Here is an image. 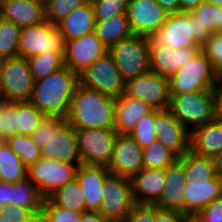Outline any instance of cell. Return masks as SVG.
<instances>
[{"instance_id":"cell-1","label":"cell","mask_w":222,"mask_h":222,"mask_svg":"<svg viewBox=\"0 0 222 222\" xmlns=\"http://www.w3.org/2000/svg\"><path fill=\"white\" fill-rule=\"evenodd\" d=\"M183 167L186 177L184 215H197L222 195V181L216 176L210 157L188 151L183 155Z\"/></svg>"},{"instance_id":"cell-2","label":"cell","mask_w":222,"mask_h":222,"mask_svg":"<svg viewBox=\"0 0 222 222\" xmlns=\"http://www.w3.org/2000/svg\"><path fill=\"white\" fill-rule=\"evenodd\" d=\"M115 98L78 84L65 121L75 128L114 129Z\"/></svg>"},{"instance_id":"cell-3","label":"cell","mask_w":222,"mask_h":222,"mask_svg":"<svg viewBox=\"0 0 222 222\" xmlns=\"http://www.w3.org/2000/svg\"><path fill=\"white\" fill-rule=\"evenodd\" d=\"M79 75L64 66L47 77L34 80L30 102L48 116L66 118Z\"/></svg>"},{"instance_id":"cell-4","label":"cell","mask_w":222,"mask_h":222,"mask_svg":"<svg viewBox=\"0 0 222 222\" xmlns=\"http://www.w3.org/2000/svg\"><path fill=\"white\" fill-rule=\"evenodd\" d=\"M170 96L168 110L188 130L216 119L212 91H190Z\"/></svg>"},{"instance_id":"cell-5","label":"cell","mask_w":222,"mask_h":222,"mask_svg":"<svg viewBox=\"0 0 222 222\" xmlns=\"http://www.w3.org/2000/svg\"><path fill=\"white\" fill-rule=\"evenodd\" d=\"M125 82L145 75L150 69L149 38L132 35L108 49Z\"/></svg>"},{"instance_id":"cell-6","label":"cell","mask_w":222,"mask_h":222,"mask_svg":"<svg viewBox=\"0 0 222 222\" xmlns=\"http://www.w3.org/2000/svg\"><path fill=\"white\" fill-rule=\"evenodd\" d=\"M217 78L212 63L200 50L169 78L170 95L190 91H212Z\"/></svg>"},{"instance_id":"cell-7","label":"cell","mask_w":222,"mask_h":222,"mask_svg":"<svg viewBox=\"0 0 222 222\" xmlns=\"http://www.w3.org/2000/svg\"><path fill=\"white\" fill-rule=\"evenodd\" d=\"M49 52L65 53V40L55 24L43 23L22 27L18 43V57L27 59Z\"/></svg>"},{"instance_id":"cell-8","label":"cell","mask_w":222,"mask_h":222,"mask_svg":"<svg viewBox=\"0 0 222 222\" xmlns=\"http://www.w3.org/2000/svg\"><path fill=\"white\" fill-rule=\"evenodd\" d=\"M34 79L24 58L4 59L0 69V99L3 101H29Z\"/></svg>"},{"instance_id":"cell-9","label":"cell","mask_w":222,"mask_h":222,"mask_svg":"<svg viewBox=\"0 0 222 222\" xmlns=\"http://www.w3.org/2000/svg\"><path fill=\"white\" fill-rule=\"evenodd\" d=\"M79 84L113 98L119 97L125 89V81L109 52L79 75Z\"/></svg>"},{"instance_id":"cell-10","label":"cell","mask_w":222,"mask_h":222,"mask_svg":"<svg viewBox=\"0 0 222 222\" xmlns=\"http://www.w3.org/2000/svg\"><path fill=\"white\" fill-rule=\"evenodd\" d=\"M117 134L114 129L76 130L81 164L107 167Z\"/></svg>"},{"instance_id":"cell-11","label":"cell","mask_w":222,"mask_h":222,"mask_svg":"<svg viewBox=\"0 0 222 222\" xmlns=\"http://www.w3.org/2000/svg\"><path fill=\"white\" fill-rule=\"evenodd\" d=\"M78 166L59 160L40 158L27 168V178L47 198L56 189L76 178Z\"/></svg>"},{"instance_id":"cell-12","label":"cell","mask_w":222,"mask_h":222,"mask_svg":"<svg viewBox=\"0 0 222 222\" xmlns=\"http://www.w3.org/2000/svg\"><path fill=\"white\" fill-rule=\"evenodd\" d=\"M99 212L111 222H124L135 205L130 179L110 174L103 188Z\"/></svg>"},{"instance_id":"cell-13","label":"cell","mask_w":222,"mask_h":222,"mask_svg":"<svg viewBox=\"0 0 222 222\" xmlns=\"http://www.w3.org/2000/svg\"><path fill=\"white\" fill-rule=\"evenodd\" d=\"M124 94L141 100L153 109L167 110L171 97L169 79L150 71L125 82Z\"/></svg>"},{"instance_id":"cell-14","label":"cell","mask_w":222,"mask_h":222,"mask_svg":"<svg viewBox=\"0 0 222 222\" xmlns=\"http://www.w3.org/2000/svg\"><path fill=\"white\" fill-rule=\"evenodd\" d=\"M193 14L180 12L168 14L162 27L150 38L155 44L173 49L201 48L193 36Z\"/></svg>"},{"instance_id":"cell-15","label":"cell","mask_w":222,"mask_h":222,"mask_svg":"<svg viewBox=\"0 0 222 222\" xmlns=\"http://www.w3.org/2000/svg\"><path fill=\"white\" fill-rule=\"evenodd\" d=\"M126 14L133 34L147 38L162 27L168 16L156 0H129Z\"/></svg>"},{"instance_id":"cell-16","label":"cell","mask_w":222,"mask_h":222,"mask_svg":"<svg viewBox=\"0 0 222 222\" xmlns=\"http://www.w3.org/2000/svg\"><path fill=\"white\" fill-rule=\"evenodd\" d=\"M107 168L113 175L131 179L144 168L143 148L129 134L118 133Z\"/></svg>"},{"instance_id":"cell-17","label":"cell","mask_w":222,"mask_h":222,"mask_svg":"<svg viewBox=\"0 0 222 222\" xmlns=\"http://www.w3.org/2000/svg\"><path fill=\"white\" fill-rule=\"evenodd\" d=\"M107 52L108 49L93 31L80 38L65 42V66L80 75L95 60Z\"/></svg>"},{"instance_id":"cell-18","label":"cell","mask_w":222,"mask_h":222,"mask_svg":"<svg viewBox=\"0 0 222 222\" xmlns=\"http://www.w3.org/2000/svg\"><path fill=\"white\" fill-rule=\"evenodd\" d=\"M41 158L81 165L75 128L65 121L46 140L41 149Z\"/></svg>"},{"instance_id":"cell-19","label":"cell","mask_w":222,"mask_h":222,"mask_svg":"<svg viewBox=\"0 0 222 222\" xmlns=\"http://www.w3.org/2000/svg\"><path fill=\"white\" fill-rule=\"evenodd\" d=\"M150 69L165 78H171L183 65L191 60L201 48L173 49L155 44L149 38Z\"/></svg>"},{"instance_id":"cell-20","label":"cell","mask_w":222,"mask_h":222,"mask_svg":"<svg viewBox=\"0 0 222 222\" xmlns=\"http://www.w3.org/2000/svg\"><path fill=\"white\" fill-rule=\"evenodd\" d=\"M157 141L179 157L190 151V130L183 126L167 109L162 110L154 121Z\"/></svg>"},{"instance_id":"cell-21","label":"cell","mask_w":222,"mask_h":222,"mask_svg":"<svg viewBox=\"0 0 222 222\" xmlns=\"http://www.w3.org/2000/svg\"><path fill=\"white\" fill-rule=\"evenodd\" d=\"M110 171L106 166H78L76 180L84 193L86 211L99 212L103 201V188Z\"/></svg>"},{"instance_id":"cell-22","label":"cell","mask_w":222,"mask_h":222,"mask_svg":"<svg viewBox=\"0 0 222 222\" xmlns=\"http://www.w3.org/2000/svg\"><path fill=\"white\" fill-rule=\"evenodd\" d=\"M185 184L186 177L182 156L165 169L163 192L154 205L161 209L175 210L184 214Z\"/></svg>"},{"instance_id":"cell-23","label":"cell","mask_w":222,"mask_h":222,"mask_svg":"<svg viewBox=\"0 0 222 222\" xmlns=\"http://www.w3.org/2000/svg\"><path fill=\"white\" fill-rule=\"evenodd\" d=\"M130 181L135 204L154 205L163 192L165 169L143 168Z\"/></svg>"},{"instance_id":"cell-24","label":"cell","mask_w":222,"mask_h":222,"mask_svg":"<svg viewBox=\"0 0 222 222\" xmlns=\"http://www.w3.org/2000/svg\"><path fill=\"white\" fill-rule=\"evenodd\" d=\"M154 109L137 98L124 93L115 98L114 130L119 134L129 132Z\"/></svg>"},{"instance_id":"cell-25","label":"cell","mask_w":222,"mask_h":222,"mask_svg":"<svg viewBox=\"0 0 222 222\" xmlns=\"http://www.w3.org/2000/svg\"><path fill=\"white\" fill-rule=\"evenodd\" d=\"M190 151L210 158L222 151V120L215 119L190 130Z\"/></svg>"},{"instance_id":"cell-26","label":"cell","mask_w":222,"mask_h":222,"mask_svg":"<svg viewBox=\"0 0 222 222\" xmlns=\"http://www.w3.org/2000/svg\"><path fill=\"white\" fill-rule=\"evenodd\" d=\"M3 18L19 27L43 23L45 19L44 4L35 0H1Z\"/></svg>"},{"instance_id":"cell-27","label":"cell","mask_w":222,"mask_h":222,"mask_svg":"<svg viewBox=\"0 0 222 222\" xmlns=\"http://www.w3.org/2000/svg\"><path fill=\"white\" fill-rule=\"evenodd\" d=\"M95 23L93 5L88 0L55 25L66 42L93 32L95 30Z\"/></svg>"},{"instance_id":"cell-28","label":"cell","mask_w":222,"mask_h":222,"mask_svg":"<svg viewBox=\"0 0 222 222\" xmlns=\"http://www.w3.org/2000/svg\"><path fill=\"white\" fill-rule=\"evenodd\" d=\"M94 32L107 49L134 35L127 14H120L105 21L96 22Z\"/></svg>"},{"instance_id":"cell-29","label":"cell","mask_w":222,"mask_h":222,"mask_svg":"<svg viewBox=\"0 0 222 222\" xmlns=\"http://www.w3.org/2000/svg\"><path fill=\"white\" fill-rule=\"evenodd\" d=\"M45 197L40 193L37 186L28 178L11 183V205L32 209L37 215L40 214Z\"/></svg>"},{"instance_id":"cell-30","label":"cell","mask_w":222,"mask_h":222,"mask_svg":"<svg viewBox=\"0 0 222 222\" xmlns=\"http://www.w3.org/2000/svg\"><path fill=\"white\" fill-rule=\"evenodd\" d=\"M48 198L57 206L75 212H86L83 189L76 179L56 189Z\"/></svg>"},{"instance_id":"cell-31","label":"cell","mask_w":222,"mask_h":222,"mask_svg":"<svg viewBox=\"0 0 222 222\" xmlns=\"http://www.w3.org/2000/svg\"><path fill=\"white\" fill-rule=\"evenodd\" d=\"M23 161L5 142L0 148V181L16 183L27 178Z\"/></svg>"},{"instance_id":"cell-32","label":"cell","mask_w":222,"mask_h":222,"mask_svg":"<svg viewBox=\"0 0 222 222\" xmlns=\"http://www.w3.org/2000/svg\"><path fill=\"white\" fill-rule=\"evenodd\" d=\"M64 54L49 52L27 58L30 72L34 80L49 76L65 66Z\"/></svg>"},{"instance_id":"cell-33","label":"cell","mask_w":222,"mask_h":222,"mask_svg":"<svg viewBox=\"0 0 222 222\" xmlns=\"http://www.w3.org/2000/svg\"><path fill=\"white\" fill-rule=\"evenodd\" d=\"M16 116L17 135L31 136L45 114L30 101H16Z\"/></svg>"},{"instance_id":"cell-34","label":"cell","mask_w":222,"mask_h":222,"mask_svg":"<svg viewBox=\"0 0 222 222\" xmlns=\"http://www.w3.org/2000/svg\"><path fill=\"white\" fill-rule=\"evenodd\" d=\"M179 159V156L162 142L155 141L143 149L144 168L166 169Z\"/></svg>"},{"instance_id":"cell-35","label":"cell","mask_w":222,"mask_h":222,"mask_svg":"<svg viewBox=\"0 0 222 222\" xmlns=\"http://www.w3.org/2000/svg\"><path fill=\"white\" fill-rule=\"evenodd\" d=\"M6 143L21 158L26 168L41 158V149L29 135H14Z\"/></svg>"},{"instance_id":"cell-36","label":"cell","mask_w":222,"mask_h":222,"mask_svg":"<svg viewBox=\"0 0 222 222\" xmlns=\"http://www.w3.org/2000/svg\"><path fill=\"white\" fill-rule=\"evenodd\" d=\"M21 27L3 20L0 24V56L3 59L18 57V43Z\"/></svg>"},{"instance_id":"cell-37","label":"cell","mask_w":222,"mask_h":222,"mask_svg":"<svg viewBox=\"0 0 222 222\" xmlns=\"http://www.w3.org/2000/svg\"><path fill=\"white\" fill-rule=\"evenodd\" d=\"M162 110L154 109L151 113L144 116L139 123L129 132V135L134 141L143 149L153 142L157 141L156 132L153 129L155 124V117Z\"/></svg>"},{"instance_id":"cell-38","label":"cell","mask_w":222,"mask_h":222,"mask_svg":"<svg viewBox=\"0 0 222 222\" xmlns=\"http://www.w3.org/2000/svg\"><path fill=\"white\" fill-rule=\"evenodd\" d=\"M81 212L69 211L55 205L48 197L44 199L43 208L39 214L40 222H80Z\"/></svg>"},{"instance_id":"cell-39","label":"cell","mask_w":222,"mask_h":222,"mask_svg":"<svg viewBox=\"0 0 222 222\" xmlns=\"http://www.w3.org/2000/svg\"><path fill=\"white\" fill-rule=\"evenodd\" d=\"M87 1L88 0H49L44 4L45 19L52 24H56Z\"/></svg>"},{"instance_id":"cell-40","label":"cell","mask_w":222,"mask_h":222,"mask_svg":"<svg viewBox=\"0 0 222 222\" xmlns=\"http://www.w3.org/2000/svg\"><path fill=\"white\" fill-rule=\"evenodd\" d=\"M95 22H102L120 14H126L129 0H90Z\"/></svg>"},{"instance_id":"cell-41","label":"cell","mask_w":222,"mask_h":222,"mask_svg":"<svg viewBox=\"0 0 222 222\" xmlns=\"http://www.w3.org/2000/svg\"><path fill=\"white\" fill-rule=\"evenodd\" d=\"M201 51L212 63L217 80L222 79V34L213 33Z\"/></svg>"},{"instance_id":"cell-42","label":"cell","mask_w":222,"mask_h":222,"mask_svg":"<svg viewBox=\"0 0 222 222\" xmlns=\"http://www.w3.org/2000/svg\"><path fill=\"white\" fill-rule=\"evenodd\" d=\"M191 13L197 17L198 22L207 27L210 32L218 33V27L220 26V8L205 1L201 3L197 8L193 9Z\"/></svg>"},{"instance_id":"cell-43","label":"cell","mask_w":222,"mask_h":222,"mask_svg":"<svg viewBox=\"0 0 222 222\" xmlns=\"http://www.w3.org/2000/svg\"><path fill=\"white\" fill-rule=\"evenodd\" d=\"M64 122L65 118L63 117L45 115L41 120L39 127L31 135L33 141L40 149H42L45 146L48 137L53 135Z\"/></svg>"},{"instance_id":"cell-44","label":"cell","mask_w":222,"mask_h":222,"mask_svg":"<svg viewBox=\"0 0 222 222\" xmlns=\"http://www.w3.org/2000/svg\"><path fill=\"white\" fill-rule=\"evenodd\" d=\"M0 112L2 116V127H3L2 138L4 140H7L9 137L17 135L16 102L1 100Z\"/></svg>"},{"instance_id":"cell-45","label":"cell","mask_w":222,"mask_h":222,"mask_svg":"<svg viewBox=\"0 0 222 222\" xmlns=\"http://www.w3.org/2000/svg\"><path fill=\"white\" fill-rule=\"evenodd\" d=\"M0 215L12 219L14 222H31L37 214L32 210L16 205H7L0 209Z\"/></svg>"},{"instance_id":"cell-46","label":"cell","mask_w":222,"mask_h":222,"mask_svg":"<svg viewBox=\"0 0 222 222\" xmlns=\"http://www.w3.org/2000/svg\"><path fill=\"white\" fill-rule=\"evenodd\" d=\"M155 205L135 204L124 222H154Z\"/></svg>"},{"instance_id":"cell-47","label":"cell","mask_w":222,"mask_h":222,"mask_svg":"<svg viewBox=\"0 0 222 222\" xmlns=\"http://www.w3.org/2000/svg\"><path fill=\"white\" fill-rule=\"evenodd\" d=\"M202 222H222V195L197 214Z\"/></svg>"},{"instance_id":"cell-48","label":"cell","mask_w":222,"mask_h":222,"mask_svg":"<svg viewBox=\"0 0 222 222\" xmlns=\"http://www.w3.org/2000/svg\"><path fill=\"white\" fill-rule=\"evenodd\" d=\"M184 214L175 210L161 209L155 205L154 222H182Z\"/></svg>"},{"instance_id":"cell-49","label":"cell","mask_w":222,"mask_h":222,"mask_svg":"<svg viewBox=\"0 0 222 222\" xmlns=\"http://www.w3.org/2000/svg\"><path fill=\"white\" fill-rule=\"evenodd\" d=\"M193 36L195 41L202 47L212 36L210 30L207 27L202 26L199 22L197 17L193 15Z\"/></svg>"},{"instance_id":"cell-50","label":"cell","mask_w":222,"mask_h":222,"mask_svg":"<svg viewBox=\"0 0 222 222\" xmlns=\"http://www.w3.org/2000/svg\"><path fill=\"white\" fill-rule=\"evenodd\" d=\"M215 106V117L218 120H222V79L217 80L216 84L212 88Z\"/></svg>"},{"instance_id":"cell-51","label":"cell","mask_w":222,"mask_h":222,"mask_svg":"<svg viewBox=\"0 0 222 222\" xmlns=\"http://www.w3.org/2000/svg\"><path fill=\"white\" fill-rule=\"evenodd\" d=\"M11 205V183L0 181V209Z\"/></svg>"},{"instance_id":"cell-52","label":"cell","mask_w":222,"mask_h":222,"mask_svg":"<svg viewBox=\"0 0 222 222\" xmlns=\"http://www.w3.org/2000/svg\"><path fill=\"white\" fill-rule=\"evenodd\" d=\"M168 13H180V0H156Z\"/></svg>"},{"instance_id":"cell-53","label":"cell","mask_w":222,"mask_h":222,"mask_svg":"<svg viewBox=\"0 0 222 222\" xmlns=\"http://www.w3.org/2000/svg\"><path fill=\"white\" fill-rule=\"evenodd\" d=\"M80 222H111L100 212L86 211L82 213Z\"/></svg>"},{"instance_id":"cell-54","label":"cell","mask_w":222,"mask_h":222,"mask_svg":"<svg viewBox=\"0 0 222 222\" xmlns=\"http://www.w3.org/2000/svg\"><path fill=\"white\" fill-rule=\"evenodd\" d=\"M206 0H180V12H191Z\"/></svg>"},{"instance_id":"cell-55","label":"cell","mask_w":222,"mask_h":222,"mask_svg":"<svg viewBox=\"0 0 222 222\" xmlns=\"http://www.w3.org/2000/svg\"><path fill=\"white\" fill-rule=\"evenodd\" d=\"M215 168V174L218 178L222 179V151L212 157Z\"/></svg>"},{"instance_id":"cell-56","label":"cell","mask_w":222,"mask_h":222,"mask_svg":"<svg viewBox=\"0 0 222 222\" xmlns=\"http://www.w3.org/2000/svg\"><path fill=\"white\" fill-rule=\"evenodd\" d=\"M182 222H202L197 215H185Z\"/></svg>"},{"instance_id":"cell-57","label":"cell","mask_w":222,"mask_h":222,"mask_svg":"<svg viewBox=\"0 0 222 222\" xmlns=\"http://www.w3.org/2000/svg\"><path fill=\"white\" fill-rule=\"evenodd\" d=\"M206 1L219 8H222V0H206Z\"/></svg>"},{"instance_id":"cell-58","label":"cell","mask_w":222,"mask_h":222,"mask_svg":"<svg viewBox=\"0 0 222 222\" xmlns=\"http://www.w3.org/2000/svg\"><path fill=\"white\" fill-rule=\"evenodd\" d=\"M218 33L222 34V8H220V26L218 27Z\"/></svg>"},{"instance_id":"cell-59","label":"cell","mask_w":222,"mask_h":222,"mask_svg":"<svg viewBox=\"0 0 222 222\" xmlns=\"http://www.w3.org/2000/svg\"><path fill=\"white\" fill-rule=\"evenodd\" d=\"M0 222H14V221H12V219H10V218L2 217V216L0 215Z\"/></svg>"},{"instance_id":"cell-60","label":"cell","mask_w":222,"mask_h":222,"mask_svg":"<svg viewBox=\"0 0 222 222\" xmlns=\"http://www.w3.org/2000/svg\"><path fill=\"white\" fill-rule=\"evenodd\" d=\"M2 133H3L2 116H1V112H0V138H2Z\"/></svg>"},{"instance_id":"cell-61","label":"cell","mask_w":222,"mask_h":222,"mask_svg":"<svg viewBox=\"0 0 222 222\" xmlns=\"http://www.w3.org/2000/svg\"><path fill=\"white\" fill-rule=\"evenodd\" d=\"M4 20L3 18V11H2V6H1V3H0V24L1 22Z\"/></svg>"},{"instance_id":"cell-62","label":"cell","mask_w":222,"mask_h":222,"mask_svg":"<svg viewBox=\"0 0 222 222\" xmlns=\"http://www.w3.org/2000/svg\"><path fill=\"white\" fill-rule=\"evenodd\" d=\"M31 222H40L39 215H37Z\"/></svg>"},{"instance_id":"cell-63","label":"cell","mask_w":222,"mask_h":222,"mask_svg":"<svg viewBox=\"0 0 222 222\" xmlns=\"http://www.w3.org/2000/svg\"><path fill=\"white\" fill-rule=\"evenodd\" d=\"M5 142H6V140H4L3 138H0V148Z\"/></svg>"},{"instance_id":"cell-64","label":"cell","mask_w":222,"mask_h":222,"mask_svg":"<svg viewBox=\"0 0 222 222\" xmlns=\"http://www.w3.org/2000/svg\"><path fill=\"white\" fill-rule=\"evenodd\" d=\"M35 1H38V2L43 3V4H46L49 0H35Z\"/></svg>"},{"instance_id":"cell-65","label":"cell","mask_w":222,"mask_h":222,"mask_svg":"<svg viewBox=\"0 0 222 222\" xmlns=\"http://www.w3.org/2000/svg\"><path fill=\"white\" fill-rule=\"evenodd\" d=\"M3 60H4V59L0 56V69H1V66H2Z\"/></svg>"}]
</instances>
